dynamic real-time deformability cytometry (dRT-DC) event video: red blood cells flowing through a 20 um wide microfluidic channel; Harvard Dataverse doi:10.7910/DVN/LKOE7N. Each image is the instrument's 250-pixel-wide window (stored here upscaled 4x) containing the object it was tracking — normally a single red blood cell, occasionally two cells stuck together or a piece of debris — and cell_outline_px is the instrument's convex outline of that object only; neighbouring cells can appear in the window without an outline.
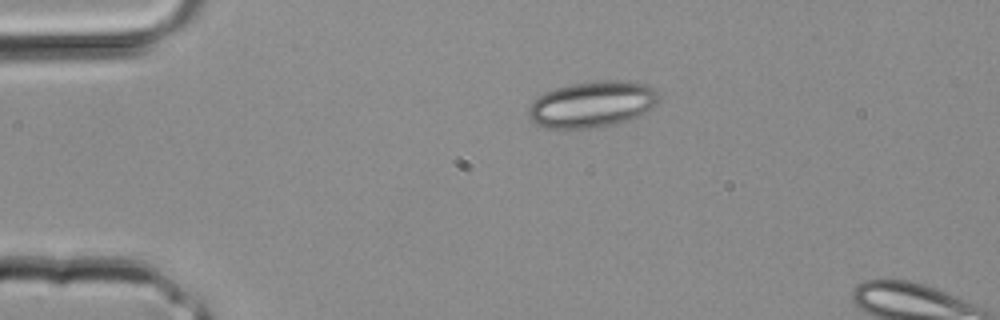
{"species": "common noctule bat (a hibernating species)", "species_latin": "Nyctalus noctula", "temperature_condition": "room temperature", "stored_images_in_passage": 2, "camera_frame_rate_fps": 3000, "um_per_image_px": 0.085, "animal": {"sex": "male", "body_mass_g": 20.4}, "frame": {"image": 1, "passage_image": 1, "time_ms": 0.0, "image_size_px": [1000, 320], "cell_outline_px": [[660, 96], [656, 104], [644, 112], [636, 116], [616, 124], [596, 128], [544, 128], [536, 124], [528, 116], [528, 108], [544, 92], [556, 88], [572, 84], [596, 80], [628, 80], [648, 84], [656, 88]], "centroid_in_image_um": [50.37, 8.85], "position_along_channel_um": 34.6, "area_um2": 35.2}}